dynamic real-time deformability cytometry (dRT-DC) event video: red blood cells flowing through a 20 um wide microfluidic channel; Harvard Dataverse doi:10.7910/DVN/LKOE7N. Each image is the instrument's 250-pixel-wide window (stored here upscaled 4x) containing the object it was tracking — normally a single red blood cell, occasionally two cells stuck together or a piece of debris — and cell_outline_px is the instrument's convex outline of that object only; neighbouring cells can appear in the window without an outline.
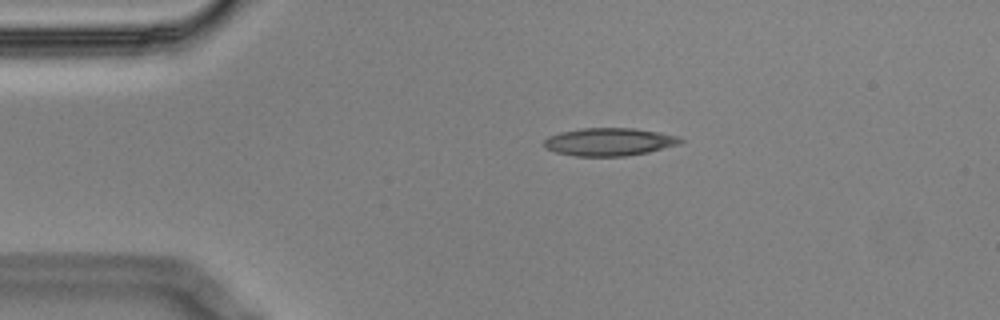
{"species": "Egyptian fruit bat (a non-hibernating species)", "species_latin": "Rousettus aegyptiacus", "temperature_condition": "cold", "stored_images_in_passage": 13, "camera_frame_rate_fps": 3000, "um_per_image_px": 0.085, "animal": {"sex": "male"}, "frame": {"image": 1, "passage_image": 1, "time_ms": 0.0, "image_size_px": [1000, 320], "cell_outline_px": [[684, 140], [680, 144], [648, 152], [624, 156], [576, 156], [556, 152], [544, 148], [544, 140], [548, 136], [560, 132], [580, 128], [632, 128], [660, 132], [676, 136]], "centroid_in_image_um": [51.76, 12.05], "position_along_channel_um": 33.2, "area_um2": 22.14}}
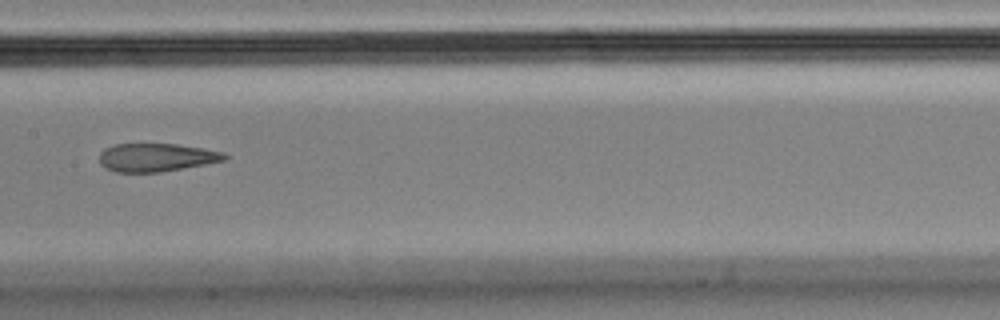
{"frame": {"image": 2, "passage_image": 6, "time_ms": 1.667, "image_size_px": [1000, 320], "cell_outline_px": [[228, 160], [160, 172], [116, 172], [104, 168], [100, 164], [100, 152], [104, 148], [116, 144], [176, 144], [224, 152], [228, 156]], "centroid_in_image_um": [13.28, 13.38], "position_along_channel_um": 194.1, "area_um2": 20.58}}
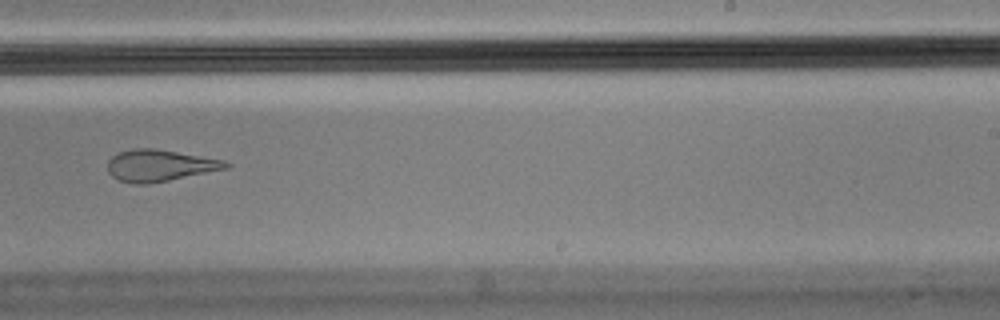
{"frame": {"image": 3, "passage_image": 8, "time_ms": 2.333, "image_size_px": [1000, 320], "cell_outline_px": [[232, 164], [228, 168], [148, 184], [136, 184], [120, 180], [112, 176], [108, 172], [108, 160], [112, 156], [120, 152], [132, 148], [156, 148], [224, 160]], "centroid_in_image_um": [13.57, 14.05], "position_along_channel_um": 275.4, "area_um2": 21.68}}